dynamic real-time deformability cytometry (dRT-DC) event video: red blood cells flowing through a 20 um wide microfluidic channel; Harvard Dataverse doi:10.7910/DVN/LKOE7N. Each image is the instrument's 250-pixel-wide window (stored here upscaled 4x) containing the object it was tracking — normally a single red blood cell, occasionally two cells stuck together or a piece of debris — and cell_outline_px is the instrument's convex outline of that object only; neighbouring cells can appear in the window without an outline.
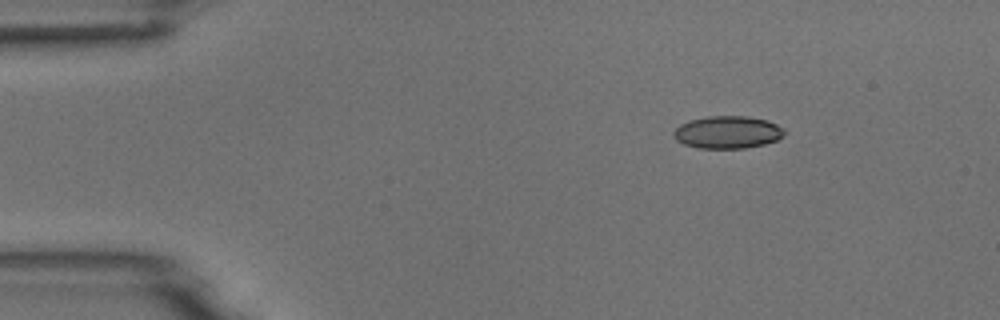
{"species": "common noctule bat (a hibernating species)", "species_latin": "Nyctalus noctula", "temperature_condition": "room temperature", "stored_images_in_passage": 5, "camera_frame_rate_fps": 3000, "um_per_image_px": 0.085, "animal": {"sex": "male", "body_mass_g": 18.8}, "frame": {"image": 1, "passage_image": 2, "time_ms": 0.333, "image_size_px": [1000, 320], "cell_outline_px": [[784, 136], [776, 140], [764, 144], [744, 148], [700, 148], [684, 144], [676, 140], [672, 136], [672, 132], [680, 124], [688, 120], [708, 116], [748, 116], [768, 120], [784, 128]], "centroid_in_image_um": [61.83, 11.23], "position_along_channel_um": 23.2, "area_um2": 21.1}}